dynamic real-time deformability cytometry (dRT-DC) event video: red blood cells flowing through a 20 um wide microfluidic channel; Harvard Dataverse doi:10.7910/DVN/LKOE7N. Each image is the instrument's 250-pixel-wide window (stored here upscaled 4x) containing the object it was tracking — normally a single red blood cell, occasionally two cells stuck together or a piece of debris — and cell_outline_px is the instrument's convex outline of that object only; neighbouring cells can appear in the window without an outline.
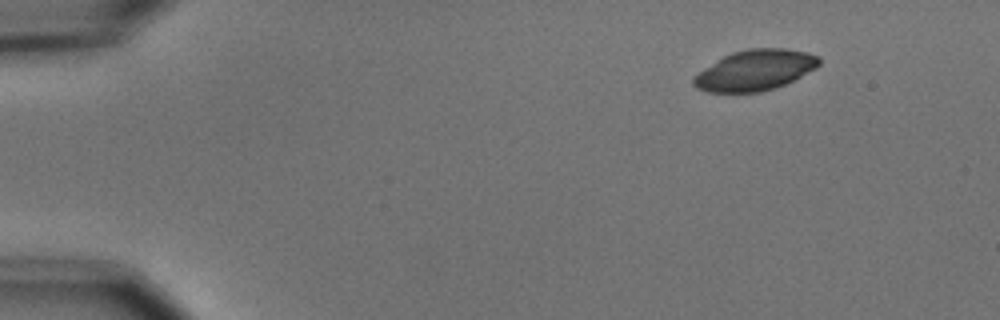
{"species": "common noctule bat (a hibernating species)", "species_latin": "Nyctalus noctula", "temperature_condition": "cold", "stored_images_in_passage": 4, "camera_frame_rate_fps": 3000, "um_per_image_px": 0.085, "animal": {"sex": "male", "body_mass_g": 15.6}, "frame": {"image": 1, "passage_image": 1, "time_ms": 0.0, "image_size_px": [1000, 320], "cell_outline_px": [[820, 64], [816, 68], [784, 84], [760, 92], [708, 92], [696, 88], [692, 84], [692, 76], [704, 68], [724, 56], [732, 52], [748, 48], [788, 48], [808, 52], [820, 56]], "centroid_in_image_um": [64.17, 5.95], "position_along_channel_um": 20.8, "area_um2": 29.71}}